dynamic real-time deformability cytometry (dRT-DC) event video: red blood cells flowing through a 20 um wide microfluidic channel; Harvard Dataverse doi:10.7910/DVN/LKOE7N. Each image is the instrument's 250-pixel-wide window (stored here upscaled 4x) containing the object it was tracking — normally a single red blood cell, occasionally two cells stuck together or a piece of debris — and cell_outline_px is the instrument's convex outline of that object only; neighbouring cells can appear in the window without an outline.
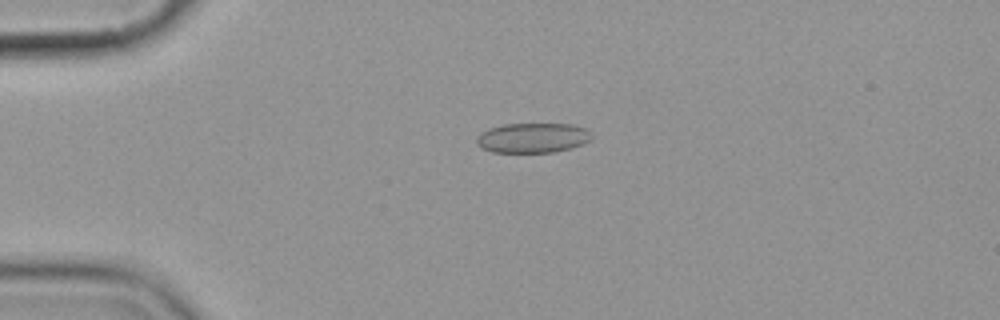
{"species": "common noctule bat (a hibernating species)", "species_latin": "Nyctalus noctula", "temperature_condition": "cold", "stored_images_in_passage": 3, "camera_frame_rate_fps": 3000, "um_per_image_px": 0.085, "animal": {"sex": "female", "body_mass_g": 19.9}, "frame": {"image": 1, "passage_image": 2, "time_ms": 1.333, "image_size_px": [1000, 320], "cell_outline_px": [[592, 140], [584, 144], [572, 148], [552, 152], [492, 152], [480, 148], [476, 144], [476, 136], [480, 132], [488, 128], [504, 124], [572, 124], [584, 128], [592, 136]], "centroid_in_image_um": [45.24, 11.72], "position_along_channel_um": 39.8, "area_um2": 20.23}}